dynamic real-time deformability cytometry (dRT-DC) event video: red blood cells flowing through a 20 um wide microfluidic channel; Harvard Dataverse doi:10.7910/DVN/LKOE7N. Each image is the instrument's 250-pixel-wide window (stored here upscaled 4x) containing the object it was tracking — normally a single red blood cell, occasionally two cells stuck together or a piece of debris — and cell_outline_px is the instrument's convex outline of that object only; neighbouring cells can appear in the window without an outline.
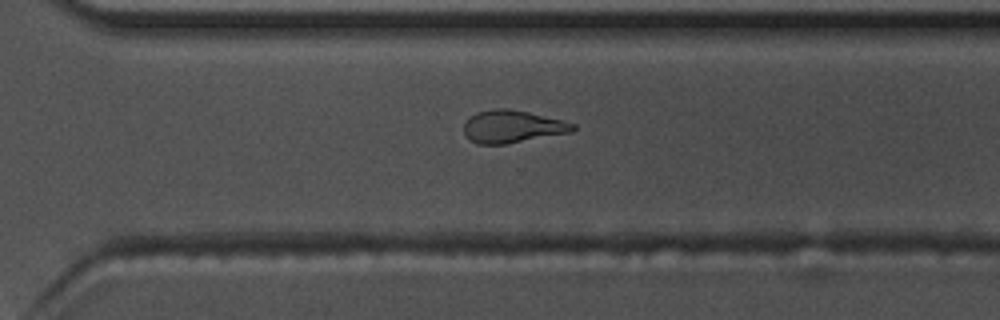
{"species": "common noctule bat (a hibernating species)", "species_latin": "Nyctalus noctula", "temperature_condition": "warm", "stored_images_in_passage": 41, "camera_frame_rate_fps": 3000, "um_per_image_px": 0.085, "animal": {"sex": "male", "body_mass_g": 17.5, "forearm_length_mm": 52.3}, "frame": {"image": 1, "passage_image": 24, "time_ms": 7.667, "image_size_px": [1000, 320], "cell_outline_px": [[576, 128], [572, 132], [504, 144], [476, 144], [464, 132], [464, 124], [476, 112], [496, 108], [508, 108], [528, 112], [564, 120], [576, 124]], "centroid_in_image_um": [43.59, 10.75], "position_along_channel_um": 327.0, "area_um2": 20.52}}
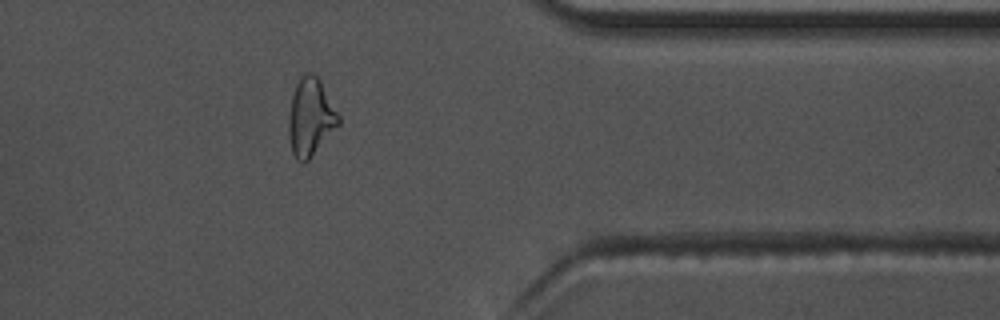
{"frame": {"image": 2, "passage_image": 30, "time_ms": 9.667, "image_size_px": [1000, 320], "cell_outline_px": [[340, 124], [312, 156], [304, 164], [296, 160], [292, 152], [288, 136], [288, 116], [292, 96], [296, 84], [300, 76], [308, 72], [312, 72], [320, 80], [340, 116]], "centroid_in_image_um": [26.38, 9.98], "position_along_channel_um": 385.0, "area_um2": 22.72}, "authors_computed_cell_mechanics": {"area_um2": 21.2126, "velocity_mm_per_s": 3.6899, "shape_relaxation_time_tau1_ms": 5.1129, "shape_relaxation_time_tau2_ms": 2.1778, "deformation_change_tau1": 0.1863, "deformation_change_tau2": 0.1145}}